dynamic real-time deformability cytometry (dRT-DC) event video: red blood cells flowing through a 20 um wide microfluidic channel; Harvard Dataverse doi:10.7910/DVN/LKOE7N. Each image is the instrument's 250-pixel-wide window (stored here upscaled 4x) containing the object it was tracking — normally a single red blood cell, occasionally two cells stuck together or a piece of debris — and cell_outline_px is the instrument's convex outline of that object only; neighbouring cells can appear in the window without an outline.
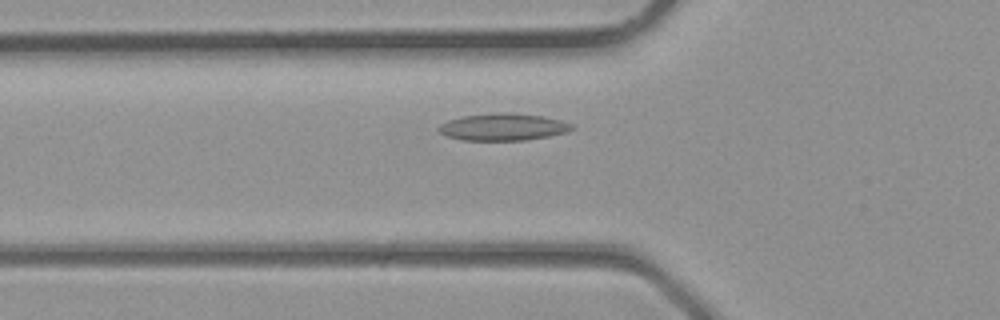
{"species": "common noctule bat (a hibernating species)", "species_latin": "Nyctalus noctula", "temperature_condition": "room temperature", "stored_images_in_passage": 2, "camera_frame_rate_fps": 3000, "um_per_image_px": 0.085, "animal": {"sex": "male", "body_mass_g": 23.1, "forearm_length_mm": 52.7}, "frame": {"image": 1, "passage_image": 2, "time_ms": 0.333, "image_size_px": [1000, 320], "cell_outline_px": [[576, 128], [564, 132], [548, 136], [524, 140], [464, 140], [448, 136], [440, 132], [436, 128], [440, 124], [448, 120], [464, 116], [504, 112], [508, 112], [544, 116], [560, 120], [572, 124]], "centroid_in_image_um": [42.77, 10.79], "position_along_channel_um": 83.0, "area_um2": 20.81}}